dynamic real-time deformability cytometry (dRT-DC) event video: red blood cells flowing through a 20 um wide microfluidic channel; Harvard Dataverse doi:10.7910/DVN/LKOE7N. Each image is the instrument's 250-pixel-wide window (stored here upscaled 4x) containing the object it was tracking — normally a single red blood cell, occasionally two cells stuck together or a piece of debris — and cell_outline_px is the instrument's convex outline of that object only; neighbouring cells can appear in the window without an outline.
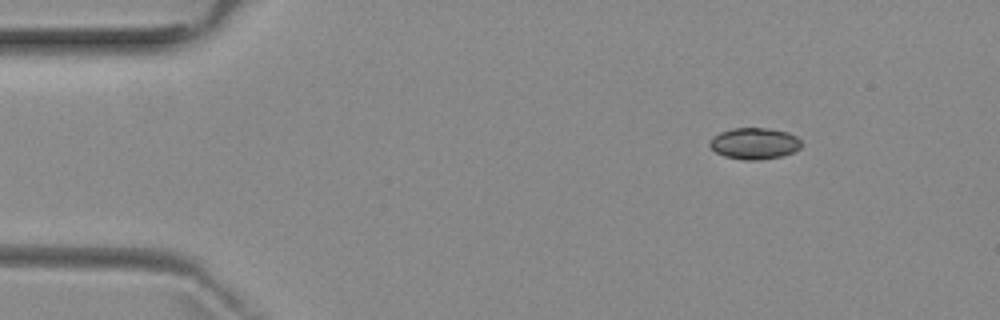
{"species": "common noctule bat (a hibernating species)", "species_latin": "Nyctalus noctula", "temperature_condition": "room temperature", "stored_images_in_passage": 6, "camera_frame_rate_fps": 3000, "um_per_image_px": 0.085, "animal": {"sex": "female", "body_mass_g": 29.2, "forearm_length_mm": 56.3}, "frame": {"image": 1, "passage_image": 1, "time_ms": 0.0, "image_size_px": [1000, 320], "cell_outline_px": [[800, 148], [792, 152], [780, 156], [760, 160], [744, 160], [724, 156], [716, 152], [708, 144], [720, 132], [732, 128], [764, 128], [788, 132], [796, 136], [800, 140]], "centroid_in_image_um": [64.13, 12.2], "position_along_channel_um": 20.9, "area_um2": 16.53}}
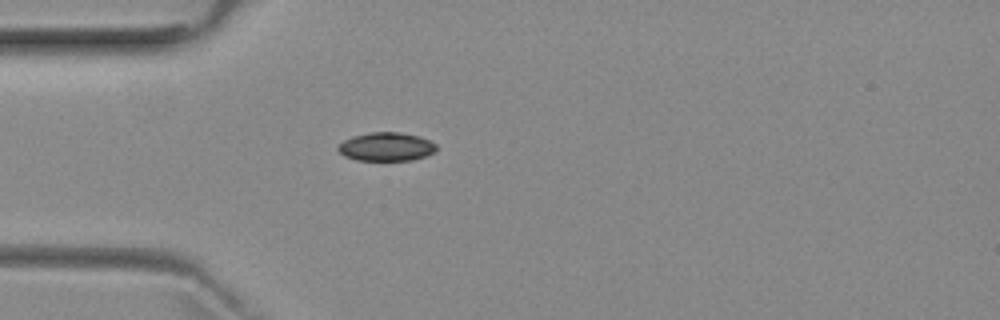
{"frame": {"image": 2, "passage_image": 6, "time_ms": 2.667, "image_size_px": [1000, 320], "cell_outline_px": [[436, 152], [412, 160], [356, 160], [344, 156], [336, 148], [344, 140], [352, 136], [372, 132], [400, 132], [420, 136], [436, 144]], "centroid_in_image_um": [32.83, 12.47], "position_along_channel_um": 52.2, "area_um2": 16.36}}